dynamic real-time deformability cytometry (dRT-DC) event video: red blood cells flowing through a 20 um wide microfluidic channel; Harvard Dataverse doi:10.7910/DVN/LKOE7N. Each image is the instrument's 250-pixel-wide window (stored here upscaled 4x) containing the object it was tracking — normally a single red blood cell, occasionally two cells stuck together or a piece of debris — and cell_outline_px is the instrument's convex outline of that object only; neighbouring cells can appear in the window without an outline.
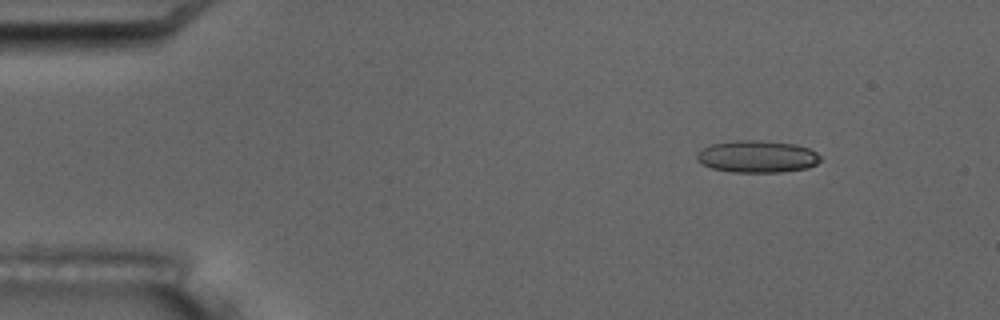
{"species": "common noctule bat (a hibernating species)", "species_latin": "Nyctalus noctula", "temperature_condition": "room temperature", "stored_images_in_passage": 5, "camera_frame_rate_fps": 3000, "um_per_image_px": 0.085, "animal": {"sex": "male", "body_mass_g": 17.5, "forearm_length_mm": 52.3}, "frame": {"image": 1, "passage_image": 2, "time_ms": 1.0, "image_size_px": [1000, 320], "cell_outline_px": [[820, 160], [816, 164], [808, 168], [780, 172], [732, 172], [712, 168], [696, 160], [696, 152], [712, 144], [736, 140], [756, 140], [796, 144], [808, 148], [816, 152], [820, 156]], "centroid_in_image_um": [64.36, 13.31], "position_along_channel_um": 20.6, "area_um2": 23.06}}